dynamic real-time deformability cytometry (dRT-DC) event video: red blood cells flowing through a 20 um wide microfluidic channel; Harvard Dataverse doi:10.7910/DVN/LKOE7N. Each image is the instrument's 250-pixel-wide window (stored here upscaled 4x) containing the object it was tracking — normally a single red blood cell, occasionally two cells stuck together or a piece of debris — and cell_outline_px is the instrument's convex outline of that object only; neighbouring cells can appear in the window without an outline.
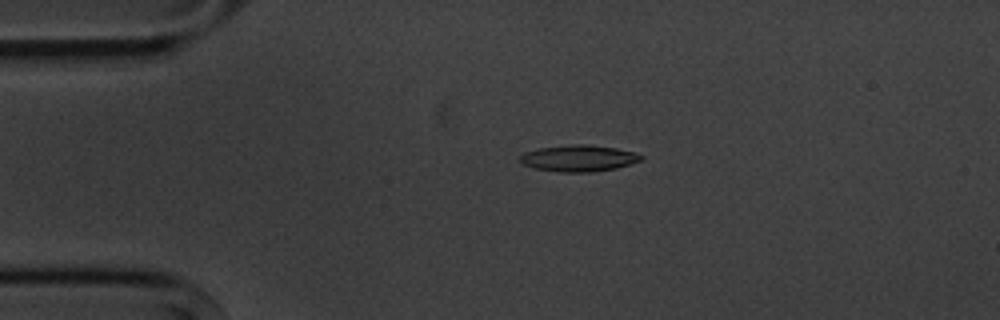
{"species": "common noctule bat (a hibernating species)", "species_latin": "Nyctalus noctula", "temperature_condition": "cold", "stored_images_in_passage": 4, "camera_frame_rate_fps": 3000, "um_per_image_px": 0.085, "animal": {"sex": "male", "body_mass_g": 20.1, "forearm_length_mm": 53.5}, "frame": {"image": 1, "passage_image": 3, "time_ms": 2.333, "image_size_px": [1000, 320], "cell_outline_px": [[644, 156], [640, 160], [616, 168], [592, 172], [560, 172], [536, 168], [524, 164], [520, 160], [520, 156], [524, 152], [540, 148], [572, 144], [584, 144], [616, 148], [636, 152]], "centroid_in_image_um": [49.2, 13.44], "position_along_channel_um": 35.8, "area_um2": 18.44}}